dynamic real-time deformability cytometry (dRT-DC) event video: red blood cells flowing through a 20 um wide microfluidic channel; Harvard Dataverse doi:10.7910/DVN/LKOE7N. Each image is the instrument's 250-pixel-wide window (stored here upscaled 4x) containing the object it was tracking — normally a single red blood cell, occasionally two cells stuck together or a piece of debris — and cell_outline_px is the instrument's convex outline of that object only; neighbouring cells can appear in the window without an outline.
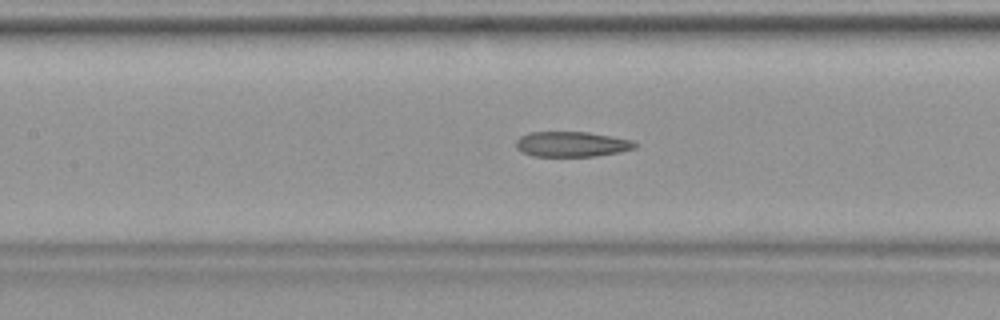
{"species": "common noctule bat (a hibernating species)", "species_latin": "Nyctalus noctula", "temperature_condition": "warm", "stored_images_in_passage": 40, "camera_frame_rate_fps": 3000, "um_per_image_px": 0.085, "animal": {"sex": "female", "body_mass_g": 19.9}, "frame": {"image": 1, "passage_image": 18, "time_ms": 5.667, "image_size_px": [1000, 320], "cell_outline_px": [[640, 144], [636, 148], [620, 152], [596, 156], [532, 156], [520, 152], [516, 148], [516, 140], [520, 136], [528, 132], [588, 132], [612, 136], [632, 140]], "centroid_in_image_um": [48.6, 12.25], "position_along_channel_um": 158.8, "area_um2": 17.74}}